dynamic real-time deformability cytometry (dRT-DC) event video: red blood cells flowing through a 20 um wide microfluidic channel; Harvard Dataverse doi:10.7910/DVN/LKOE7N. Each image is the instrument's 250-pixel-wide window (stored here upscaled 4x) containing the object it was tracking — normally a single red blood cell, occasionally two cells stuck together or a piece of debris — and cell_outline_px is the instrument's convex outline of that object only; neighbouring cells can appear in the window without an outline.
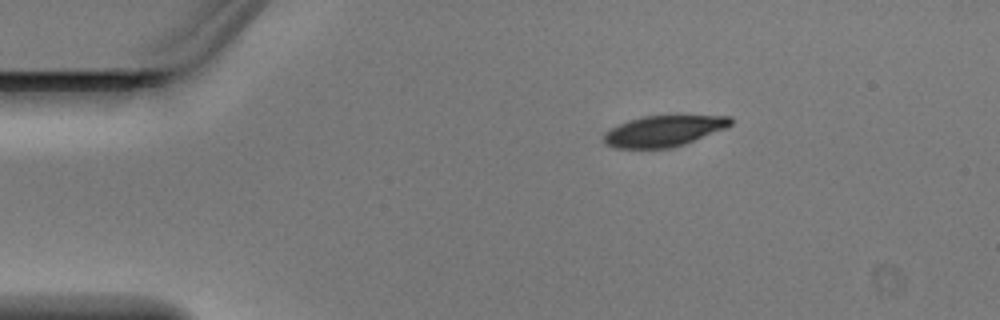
{"species": "Egyptian fruit bat (a non-hibernating species)", "species_latin": "Rousettus aegyptiacus", "temperature_condition": "warm", "stored_images_in_passage": 2, "camera_frame_rate_fps": 3000, "um_per_image_px": 0.085, "animal": {"sex": "male"}, "frame": {"image": 1, "passage_image": 1, "time_ms": 0.0, "image_size_px": [1000, 320], "cell_outline_px": [[732, 124], [724, 128], [684, 144], [668, 148], [616, 148], [608, 144], [604, 140], [604, 136], [612, 128], [628, 120], [640, 116], [732, 116]], "centroid_in_image_um": [56.42, 11.13], "position_along_channel_um": 28.6, "area_um2": 22.31}}